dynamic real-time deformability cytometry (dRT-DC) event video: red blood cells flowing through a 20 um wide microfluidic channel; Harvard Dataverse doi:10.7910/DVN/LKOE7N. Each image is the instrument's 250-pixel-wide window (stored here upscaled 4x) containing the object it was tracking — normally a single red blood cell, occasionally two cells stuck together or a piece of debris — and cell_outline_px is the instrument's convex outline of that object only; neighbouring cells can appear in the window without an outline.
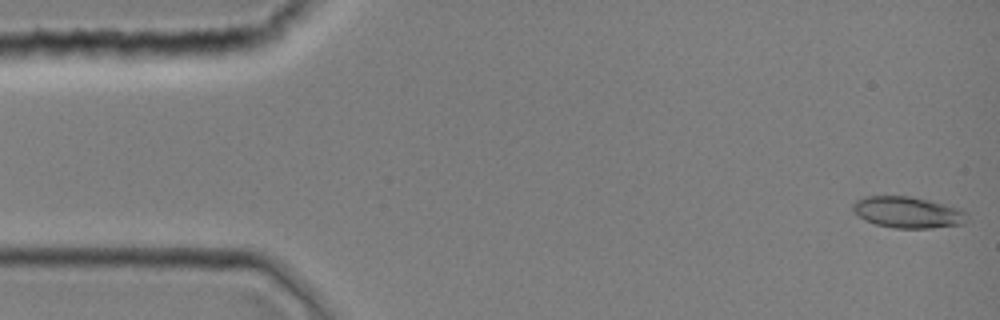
{"species": "common noctule bat (a hibernating species)", "species_latin": "Nyctalus noctula", "temperature_condition": "room temperature", "stored_images_in_passage": 41, "camera_frame_rate_fps": 3000, "um_per_image_px": 0.085, "animal": {"sex": "female", "body_mass_g": 19.0, "forearm_length_mm": 51.5}, "frame": {"image": 1, "passage_image": 1, "time_ms": 0.0, "image_size_px": [1000, 320], "cell_outline_px": [[968, 220], [964, 224], [932, 228], [896, 228], [876, 224], [864, 220], [852, 212], [852, 204], [856, 200], [864, 196], [912, 196], [964, 208], [968, 212]], "centroid_in_image_um": [77.21, 18.04], "position_along_channel_um": 7.8, "area_um2": 21.39}}
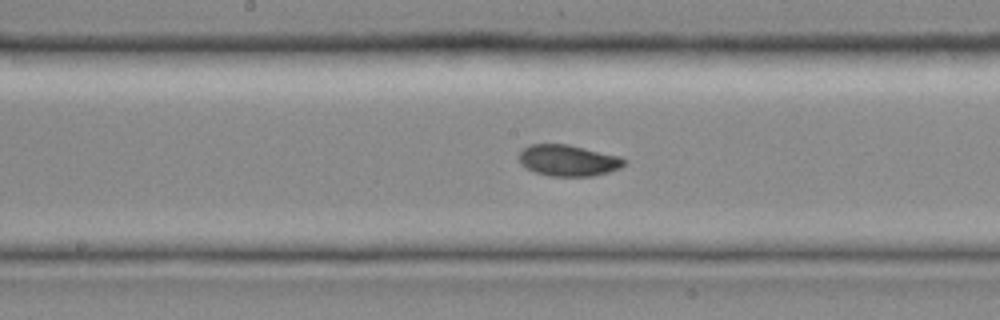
{"frame": {"image": 2, "passage_image": 22, "time_ms": 7.0, "image_size_px": [1000, 320], "cell_outline_px": [[628, 160], [620, 168], [608, 172], [592, 176], [552, 176], [536, 172], [524, 168], [520, 164], [516, 156], [528, 144], [568, 144], [620, 156]], "centroid_in_image_um": [48.26, 13.63], "position_along_channel_um": 199.9, "area_um2": 19.36}}
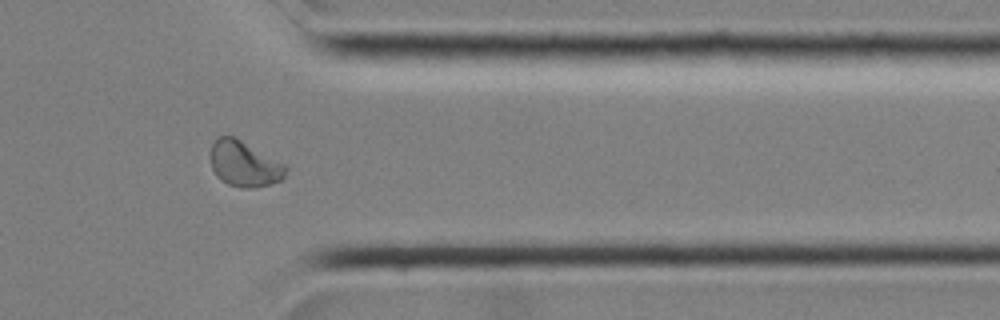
{"frame": {"image": 3, "passage_image": 35, "time_ms": 11.333, "image_size_px": [1000, 320], "cell_outline_px": [[288, 168], [284, 176], [280, 180], [256, 188], [240, 188], [228, 184], [216, 176], [212, 168], [212, 144], [220, 136], [236, 136], [284, 164]], "centroid_in_image_um": [20.77, 13.93], "position_along_channel_um": 390.6, "area_um2": 19.83}}